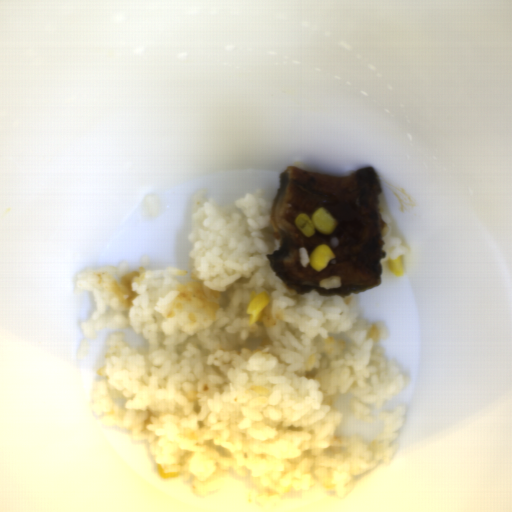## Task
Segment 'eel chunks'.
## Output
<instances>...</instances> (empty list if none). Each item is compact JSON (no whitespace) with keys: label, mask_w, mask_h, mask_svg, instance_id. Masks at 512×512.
<instances>
[{"label":"eel chunks","mask_w":512,"mask_h":512,"mask_svg":"<svg viewBox=\"0 0 512 512\" xmlns=\"http://www.w3.org/2000/svg\"><path fill=\"white\" fill-rule=\"evenodd\" d=\"M379 177L372 167L341 177L288 166L279 175V186L271 209L270 222L279 238V248L267 253L270 266L280 280L296 294L316 290L321 296L361 293L381 283V260L386 257L382 241L385 228L380 217ZM324 207L337 221L330 234L305 236L294 218L300 213L312 218ZM327 244L336 256L321 272L310 264L303 267L298 249L309 254L318 244ZM339 276L340 288L326 290L319 283Z\"/></svg>","instance_id":"eel-chunks-1"}]
</instances>
